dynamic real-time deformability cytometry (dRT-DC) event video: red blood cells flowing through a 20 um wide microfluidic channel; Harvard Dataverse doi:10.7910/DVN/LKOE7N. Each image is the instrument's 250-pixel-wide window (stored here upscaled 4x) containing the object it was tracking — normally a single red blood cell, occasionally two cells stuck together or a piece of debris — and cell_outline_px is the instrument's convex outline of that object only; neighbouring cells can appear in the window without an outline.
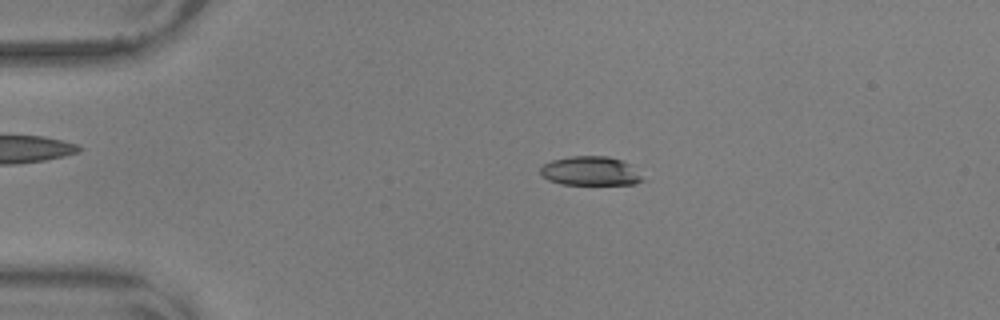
{"species": "common noctule bat (a hibernating species)", "species_latin": "Nyctalus noctula", "temperature_condition": "warm", "stored_images_in_passage": 56, "camera_frame_rate_fps": 3000, "um_per_image_px": 0.085, "animal": {"sex": "male", "body_mass_g": 17.9, "forearm_length_mm": 54.2}, "frame": {"image": 1, "passage_image": 12, "time_ms": 3.667, "image_size_px": [1000, 320], "cell_outline_px": [[644, 180], [636, 184], [560, 184], [548, 180], [540, 176], [540, 168], [544, 164], [552, 160], [568, 156], [608, 156], [620, 160], [628, 164]], "centroid_in_image_um": [50.11, 14.54], "position_along_channel_um": 34.9, "area_um2": 17.17}}
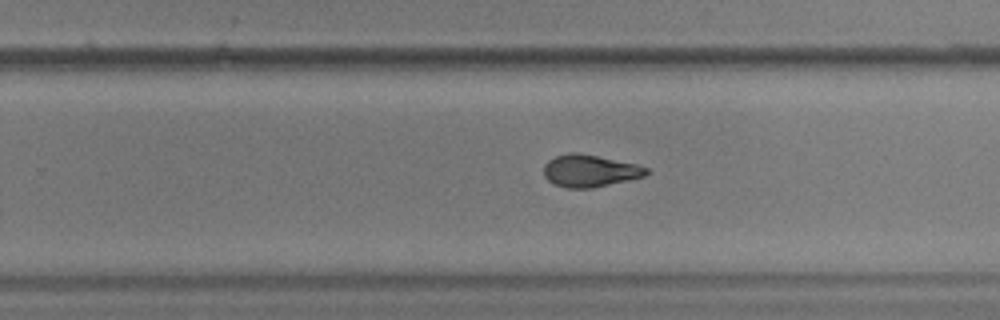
{"frame": {"image": 2, "passage_image": 36, "time_ms": 11.667, "image_size_px": [1000, 320], "cell_outline_px": [[652, 172], [644, 176], [628, 180], [592, 188], [568, 188], [552, 184], [544, 176], [544, 164], [548, 160], [556, 156], [568, 152], [576, 152], [636, 164], [648, 168]], "centroid_in_image_um": [50.12, 14.52], "position_along_channel_um": 279.7, "area_um2": 19.25}}
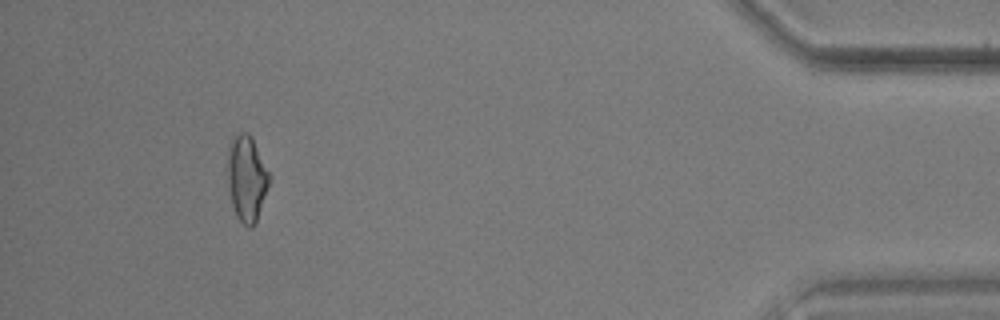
{"frame": {"image": 3, "passage_image": 52, "time_ms": 17.0, "image_size_px": [1000, 320], "cell_outline_px": [[272, 176], [256, 224], [252, 228], [248, 228], [236, 216], [228, 192], [224, 168], [228, 144], [232, 136], [236, 132], [248, 132], [252, 136]], "centroid_in_image_um": [20.93, 15.11], "position_along_channel_um": 414.3, "area_um2": 22.2}, "authors_computed_cell_mechanics": {"area_um2": 19.5364, "velocity_mm_per_s": 3.6241, "shape_relaxation_time_tau1_ms": 6.1538, "shape_relaxation_time_tau2_ms": 3.275, "deformation_change_tau1": 0.17, "deformation_change_tau2": 0.1049}}